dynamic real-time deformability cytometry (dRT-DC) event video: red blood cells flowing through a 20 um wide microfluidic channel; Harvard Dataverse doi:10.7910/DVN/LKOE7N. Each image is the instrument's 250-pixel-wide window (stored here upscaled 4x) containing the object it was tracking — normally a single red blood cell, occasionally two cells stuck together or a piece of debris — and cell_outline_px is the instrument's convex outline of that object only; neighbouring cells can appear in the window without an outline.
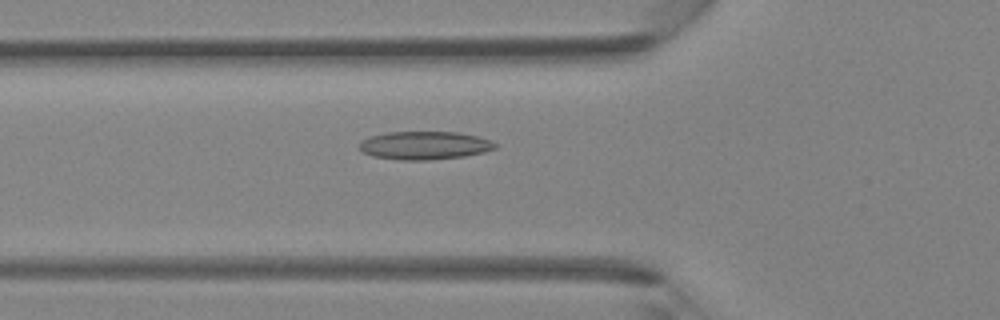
{"species": "Egyptian fruit bat (a non-hibernating species)", "species_latin": "Rousettus aegyptiacus", "temperature_condition": "room temperature", "stored_images_in_passage": 42, "camera_frame_rate_fps": 3000, "um_per_image_px": 0.085, "animal": {"sex": "female"}, "frame": {"image": 1, "passage_image": 15, "time_ms": 4.667, "image_size_px": [1000, 320], "cell_outline_px": [[496, 148], [484, 152], [464, 156], [428, 160], [400, 160], [372, 156], [364, 152], [360, 148], [360, 140], [372, 136], [388, 132], [460, 132], [476, 136], [488, 140], [496, 144]], "centroid_in_image_um": [36.07, 12.36], "position_along_channel_um": 89.7, "area_um2": 22.14}}
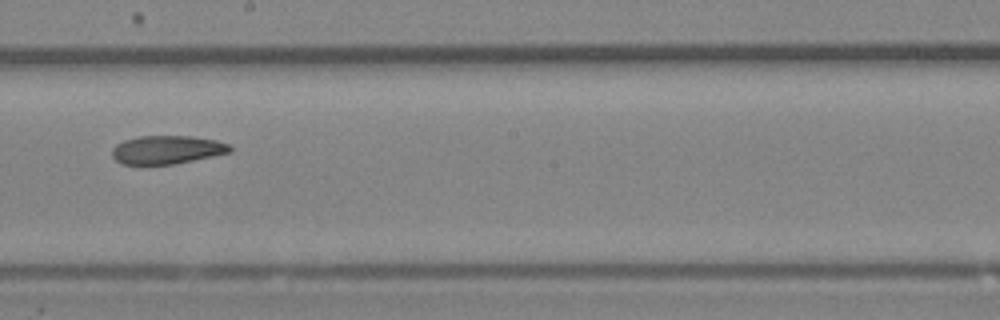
{"frame": {"image": 2, "passage_image": 24, "time_ms": 7.667, "image_size_px": [1000, 320], "cell_outline_px": [[232, 152], [176, 164], [120, 164], [112, 156], [112, 148], [116, 144], [124, 140], [140, 136], [192, 136], [216, 140], [228, 144], [232, 148]], "centroid_in_image_um": [14.2, 12.73], "position_along_channel_um": 234.0, "area_um2": 19.59}}
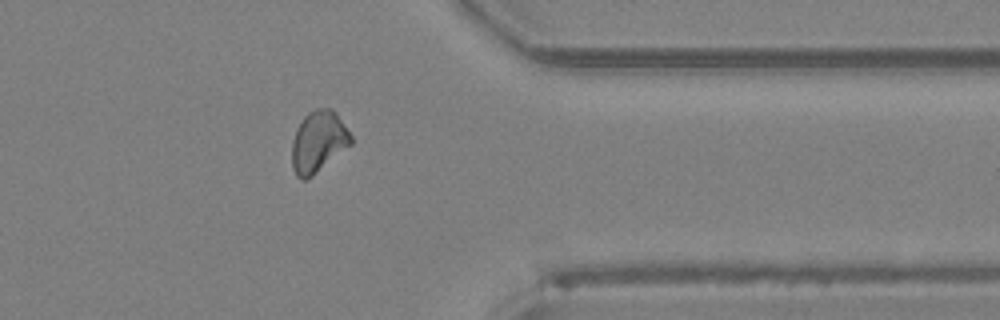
{"frame": {"image": 3, "passage_image": 34, "time_ms": 11.0, "image_size_px": [1000, 320], "cell_outline_px": [[352, 144], [312, 176], [304, 180], [300, 180], [296, 176], [292, 168], [292, 140], [296, 128], [304, 116], [308, 112], [316, 108], [332, 108], [336, 112], [352, 136]], "centroid_in_image_um": [27.05, 12.04], "position_along_channel_um": 384.4, "area_um2": 21.27}}